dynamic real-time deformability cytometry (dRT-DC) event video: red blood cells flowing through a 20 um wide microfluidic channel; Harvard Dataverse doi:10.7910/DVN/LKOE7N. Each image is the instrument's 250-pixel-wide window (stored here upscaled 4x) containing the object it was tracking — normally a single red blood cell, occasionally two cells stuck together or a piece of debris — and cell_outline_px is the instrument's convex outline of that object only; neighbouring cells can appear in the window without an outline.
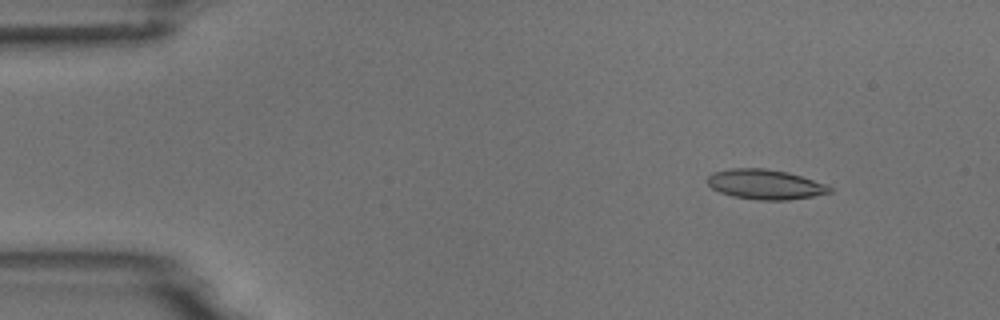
{"species": "common noctule bat (a hibernating species)", "species_latin": "Nyctalus noctula", "temperature_condition": "room temperature", "stored_images_in_passage": 10, "camera_frame_rate_fps": 3000, "um_per_image_px": 0.085, "animal": {"sex": "male", "body_mass_g": 18.8}, "frame": {"image": 1, "passage_image": 2, "time_ms": 1.333, "image_size_px": [1000, 320], "cell_outline_px": [[832, 192], [812, 196], [788, 200], [760, 200], [732, 196], [720, 192], [712, 188], [708, 184], [708, 176], [712, 172], [732, 168], [764, 168], [788, 172], [828, 184], [832, 188]], "centroid_in_image_um": [65.06, 15.67], "position_along_channel_um": 19.9, "area_um2": 21.33}}
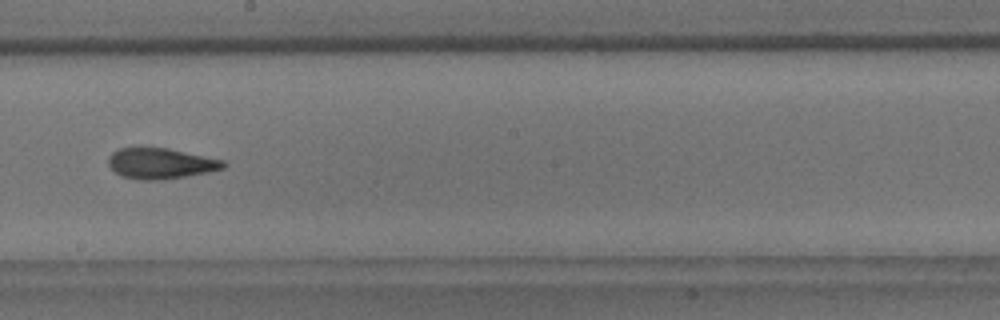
{"frame": {"image": 2, "passage_image": 9, "time_ms": 9.333, "image_size_px": [1000, 320], "cell_outline_px": [[228, 164], [224, 168], [208, 172], [164, 180], [140, 180], [124, 176], [116, 172], [108, 164], [108, 156], [112, 152], [120, 148], [140, 144], [168, 148], [224, 160]], "centroid_in_image_um": [13.63, 13.85], "position_along_channel_um": 234.6, "area_um2": 21.21}}
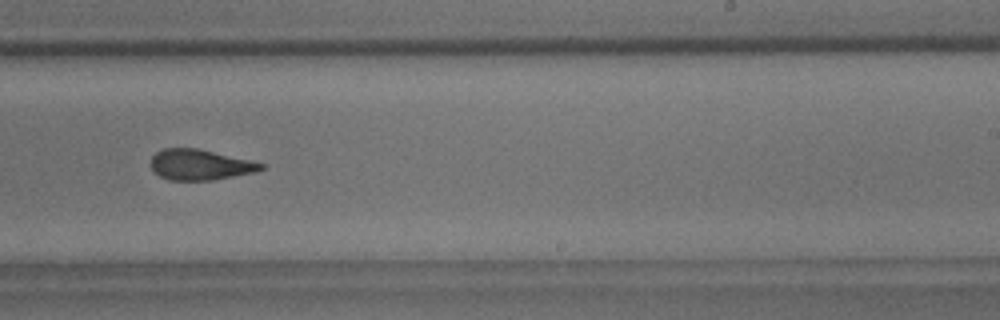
{"frame": {"image": 3, "passage_image": 10, "time_ms": 10.333, "image_size_px": [1000, 320], "cell_outline_px": [[264, 168], [256, 172], [212, 180], [168, 180], [152, 172], [152, 156], [156, 152], [164, 148], [196, 148], [248, 160], [264, 164]], "centroid_in_image_um": [16.96, 14.01], "position_along_channel_um": 272.0, "area_um2": 19.42}}